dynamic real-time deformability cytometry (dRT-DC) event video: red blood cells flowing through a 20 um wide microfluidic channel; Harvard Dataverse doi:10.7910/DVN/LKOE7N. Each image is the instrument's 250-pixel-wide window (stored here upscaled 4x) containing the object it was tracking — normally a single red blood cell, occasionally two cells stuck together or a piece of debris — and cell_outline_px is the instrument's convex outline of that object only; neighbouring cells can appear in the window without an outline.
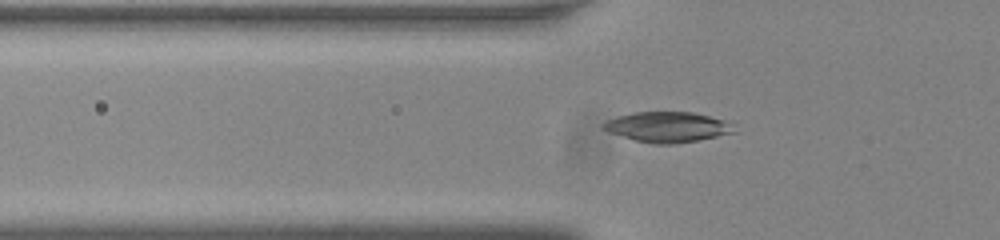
{"species": "common noctule bat (a hibernating species)", "species_latin": "Nyctalus noctula", "temperature_condition": "room temperature", "stored_images_in_passage": 35, "camera_frame_rate_fps": 3000, "um_per_image_px": 0.085, "animal": {"sex": "male", "body_mass_g": 20.0, "forearm_length_mm": 53.3}, "frame": {"image": 1, "passage_image": 4, "time_ms": 1.0, "image_size_px": [1000, 240], "cell_outline_px": [[736, 132], [696, 140], [672, 144], [656, 144], [636, 140], [608, 132], [600, 128], [600, 124], [608, 120], [620, 116], [636, 112], [692, 112], [724, 120], [732, 124]], "centroid_in_image_um": [56.71, 10.79], "position_along_channel_um": 69.1, "area_um2": 22.77}}
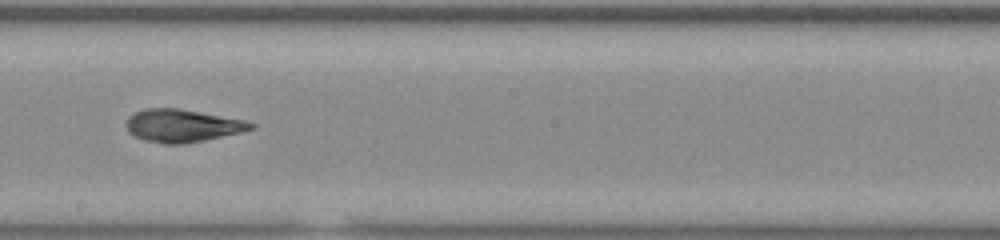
{"frame": {"image": 2, "passage_image": 17, "time_ms": 5.333, "image_size_px": [1000, 240], "cell_outline_px": [[256, 128], [240, 132], [204, 140], [184, 144], [164, 144], [144, 140], [128, 132], [128, 116], [144, 108], [180, 108], [244, 120], [256, 124]], "centroid_in_image_um": [15.51, 10.68], "position_along_channel_um": 232.7, "area_um2": 23.64}}
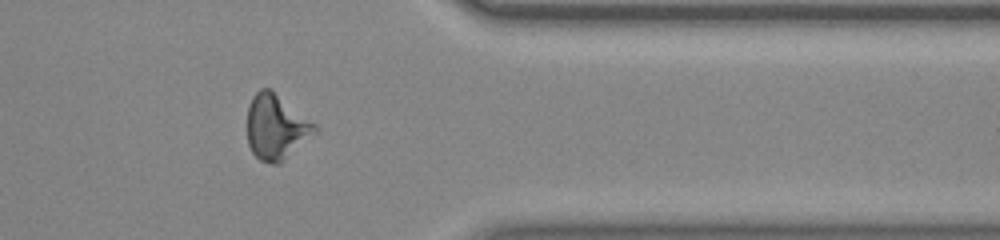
{"frame": {"image": 3, "passage_image": 30, "time_ms": 9.667, "image_size_px": [1000, 240], "cell_outline_px": [[316, 132], [280, 164], [272, 164], [260, 160], [252, 152], [248, 144], [248, 104], [252, 96], [260, 88], [272, 88], [316, 124]], "centroid_in_image_um": [23.46, 10.77], "position_along_channel_um": 387.9, "area_um2": 25.78}}